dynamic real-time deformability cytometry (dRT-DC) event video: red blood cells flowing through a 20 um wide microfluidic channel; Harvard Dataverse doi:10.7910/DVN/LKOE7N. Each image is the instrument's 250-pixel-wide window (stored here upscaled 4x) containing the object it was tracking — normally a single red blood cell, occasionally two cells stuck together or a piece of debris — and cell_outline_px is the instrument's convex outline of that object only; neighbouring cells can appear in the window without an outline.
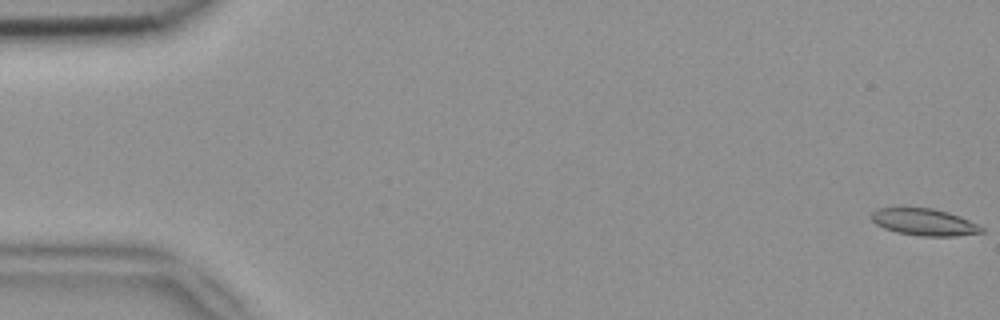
{"species": "common noctule bat (a hibernating species)", "species_latin": "Nyctalus noctula", "temperature_condition": "room temperature", "stored_images_in_passage": 52, "camera_frame_rate_fps": 3000, "um_per_image_px": 0.085, "animal": {"sex": "female", "body_mass_g": 18.4}, "frame": {"image": 1, "passage_image": 1, "time_ms": 0.0, "image_size_px": [1000, 320], "cell_outline_px": [[984, 232], [956, 236], [920, 236], [896, 232], [884, 228], [876, 224], [872, 220], [872, 212], [880, 208], [932, 208], [948, 212], [960, 216], [984, 228]], "centroid_in_image_um": [78.57, 18.88], "position_along_channel_um": 6.4, "area_um2": 17.11}}
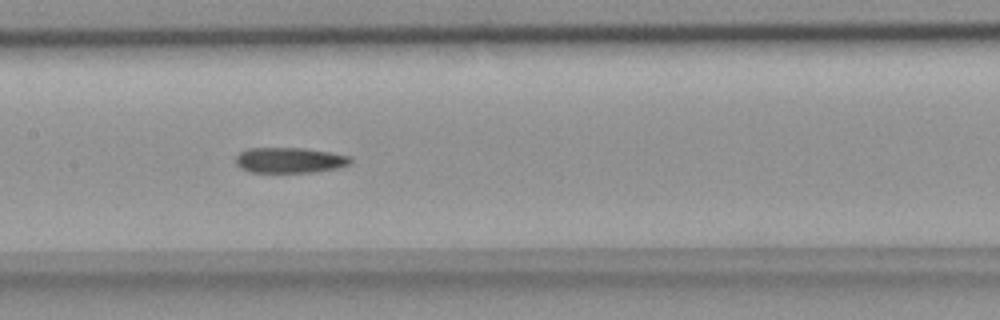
{"frame": {"image": 2, "passage_image": 26, "time_ms": 8.333, "image_size_px": [1000, 320], "cell_outline_px": [[352, 164], [340, 168], [312, 172], [248, 172], [240, 168], [236, 164], [236, 156], [240, 152], [248, 148], [304, 148], [332, 152], [352, 156]], "centroid_in_image_um": [24.67, 13.62], "position_along_channel_um": 182.7, "area_um2": 17.34}}
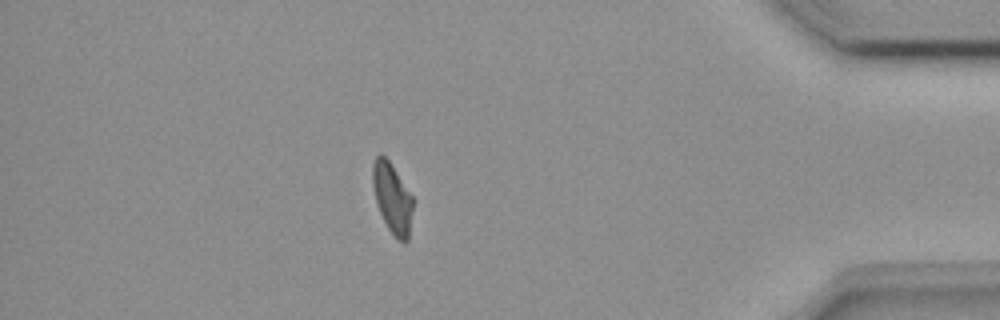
{"frame": {"image": 3, "passage_image": 46, "time_ms": 15.0, "image_size_px": [1000, 320], "cell_outline_px": [[412, 208], [408, 240], [404, 244], [396, 240], [388, 228], [380, 212], [376, 200], [372, 184], [372, 164], [376, 156], [380, 152], [388, 160], [412, 196]], "centroid_in_image_um": [33.32, 16.86], "position_along_channel_um": 401.9, "area_um2": 16.24}, "authors_computed_cell_mechanics": {"area_um2": 17.6579, "velocity_mm_per_s": 3.9161, "shape_relaxation_time_tau1_ms": 6.8478, "shape_relaxation_time_tau2_ms": 5.5027, "deformation_change_tau1": 0.1705, "deformation_change_tau2": 0.1065}}